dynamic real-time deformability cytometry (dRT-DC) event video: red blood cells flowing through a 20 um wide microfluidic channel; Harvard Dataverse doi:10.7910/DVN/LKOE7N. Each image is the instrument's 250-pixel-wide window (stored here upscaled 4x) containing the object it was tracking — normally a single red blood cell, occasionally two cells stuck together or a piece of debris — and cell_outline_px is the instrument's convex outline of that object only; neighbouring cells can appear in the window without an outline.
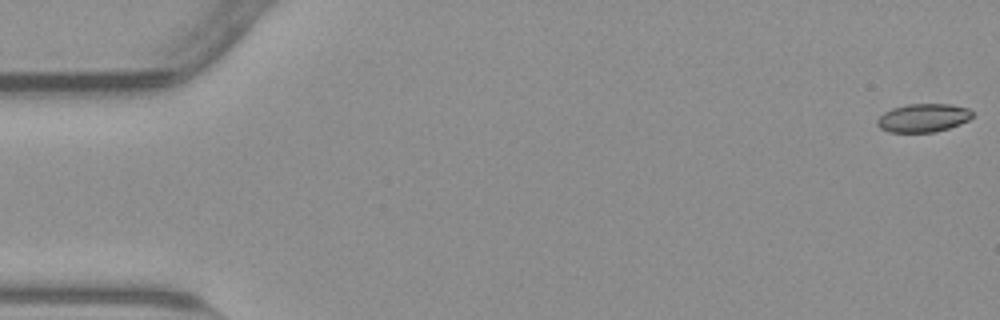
{"species": "common noctule bat (a hibernating species)", "species_latin": "Nyctalus noctula", "temperature_condition": "warm", "stored_images_in_passage": 55, "camera_frame_rate_fps": 3000, "um_per_image_px": 0.085, "animal": {"sex": "male", "body_mass_g": 23.1, "forearm_length_mm": 52.7}, "frame": {"image": 1, "passage_image": 1, "time_ms": 0.0, "image_size_px": [1000, 320], "cell_outline_px": [[972, 116], [968, 120], [960, 124], [936, 132], [888, 132], [880, 128], [876, 124], [876, 120], [884, 112], [892, 108], [908, 104], [948, 104], [968, 108], [972, 112]], "centroid_in_image_um": [78.44, 10.02], "position_along_channel_um": 6.6, "area_um2": 15.72}}
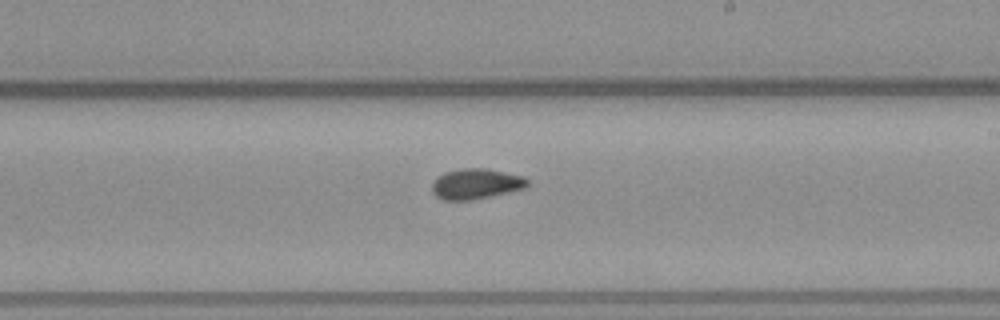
{"frame": {"image": 2, "passage_image": 32, "time_ms": 10.333, "image_size_px": [1000, 320], "cell_outline_px": [[528, 184], [524, 188], [472, 200], [444, 200], [436, 196], [432, 192], [432, 184], [436, 176], [444, 172], [464, 168], [488, 168], [524, 176], [528, 180]], "centroid_in_image_um": [40.43, 15.61], "position_along_channel_um": 248.6, "area_um2": 16.94}}
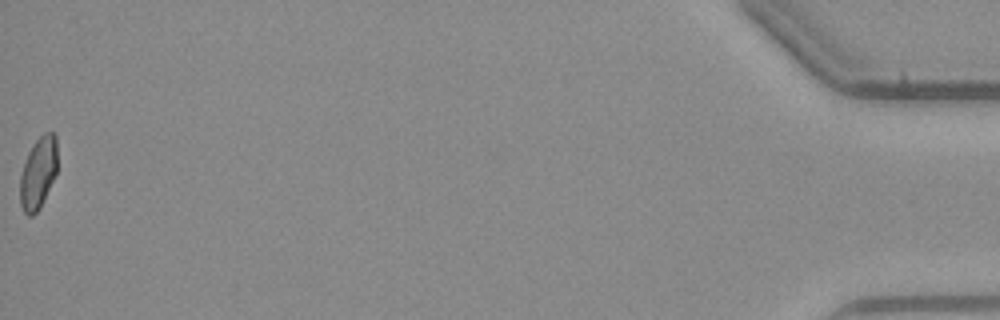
{"frame": {"image": 3, "passage_image": 55, "time_ms": 18.0, "image_size_px": [1000, 320], "cell_outline_px": [[56, 172], [40, 208], [32, 216], [28, 216], [24, 212], [20, 204], [20, 172], [28, 152], [36, 140], [44, 132], [56, 132]], "centroid_in_image_um": [3.23, 14.69], "position_along_channel_um": 432.0, "area_um2": 15.55}, "authors_computed_cell_mechanics": {"area_um2": 16.3574, "velocity_mm_per_s": 3.8133, "shape_relaxation_time_tau1_ms": 5.9021, "shape_relaxation_time_tau2_ms": 2.4293, "deformation_change_tau1": 0.1398, "deformation_change_tau2": 0.0693}}